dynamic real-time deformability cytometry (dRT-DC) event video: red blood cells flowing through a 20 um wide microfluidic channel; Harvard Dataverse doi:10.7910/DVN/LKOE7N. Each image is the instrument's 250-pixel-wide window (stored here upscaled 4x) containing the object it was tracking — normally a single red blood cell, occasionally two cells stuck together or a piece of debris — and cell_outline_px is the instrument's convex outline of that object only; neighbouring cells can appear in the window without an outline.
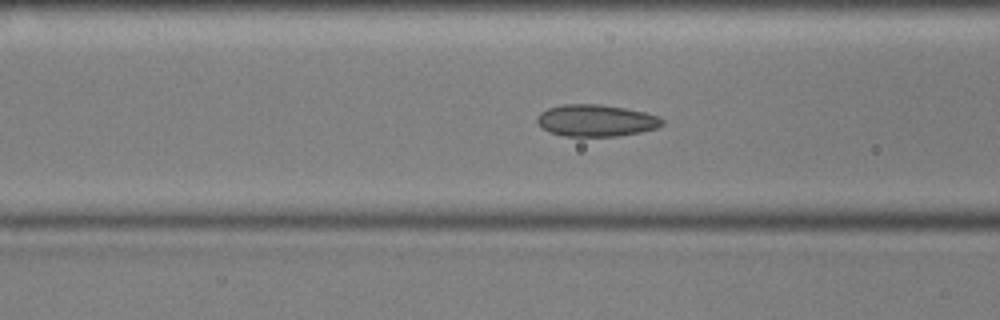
{"species": "common noctule bat (a hibernating species)", "species_latin": "Nyctalus noctula", "temperature_condition": "cold", "stored_images_in_passage": 54, "camera_frame_rate_fps": 3000, "um_per_image_px": 0.085, "animal": {"sex": "male", "body_mass_g": 17.9, "forearm_length_mm": 54.2}, "frame": {"image": 1, "passage_image": 20, "time_ms": 6.333, "image_size_px": [1000, 320], "cell_outline_px": [[664, 124], [656, 128], [640, 132], [616, 136], [564, 136], [548, 132], [536, 120], [536, 116], [540, 112], [548, 108], [560, 104], [600, 104], [624, 108], [644, 112], [656, 116], [664, 120]], "centroid_in_image_um": [50.63, 10.24], "position_along_channel_um": 116.0, "area_um2": 23.18}}
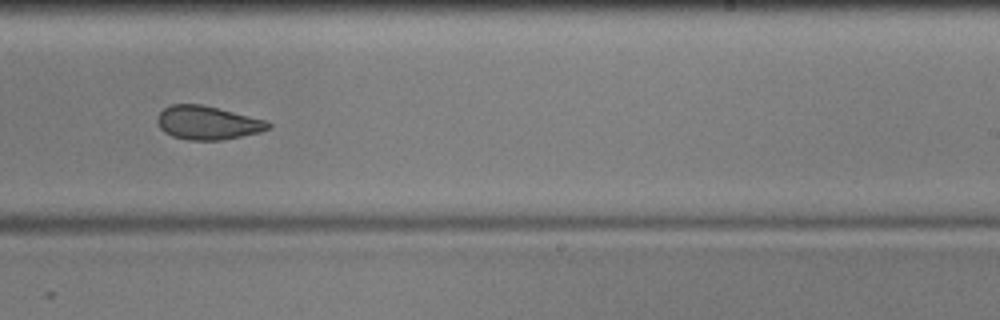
{"frame": {"image": 2, "passage_image": 33, "time_ms": 10.667, "image_size_px": [1000, 320], "cell_outline_px": [[272, 128], [260, 132], [220, 140], [188, 140], [172, 136], [164, 132], [160, 128], [156, 120], [160, 112], [164, 108], [172, 104], [200, 104], [264, 120], [272, 124]], "centroid_in_image_um": [17.61, 10.44], "position_along_channel_um": 271.4, "area_um2": 21.44}}
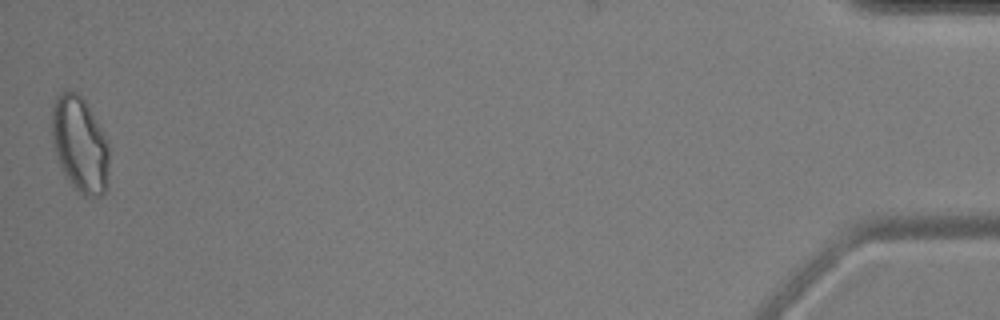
{"frame": {"image": 3, "passage_image": 54, "time_ms": 17.667, "image_size_px": [1000, 320], "cell_outline_px": [[108, 172], [104, 192], [100, 196], [84, 196], [72, 184], [64, 172], [60, 164], [52, 140], [52, 108], [56, 96], [60, 92], [76, 92], [84, 100], [104, 132], [108, 144]], "centroid_in_image_um": [6.79, 12.25], "position_along_channel_um": 428.4, "area_um2": 31.33}, "authors_computed_cell_mechanics": {"area_um2": 23.6691, "velocity_mm_per_s": 3.5922, "shape_relaxation_time_tau1_ms": null, "shape_relaxation_time_tau2_ms": 2.2297, "deformation_change_tau1": null, "deformation_change_tau2": 0.0743}}